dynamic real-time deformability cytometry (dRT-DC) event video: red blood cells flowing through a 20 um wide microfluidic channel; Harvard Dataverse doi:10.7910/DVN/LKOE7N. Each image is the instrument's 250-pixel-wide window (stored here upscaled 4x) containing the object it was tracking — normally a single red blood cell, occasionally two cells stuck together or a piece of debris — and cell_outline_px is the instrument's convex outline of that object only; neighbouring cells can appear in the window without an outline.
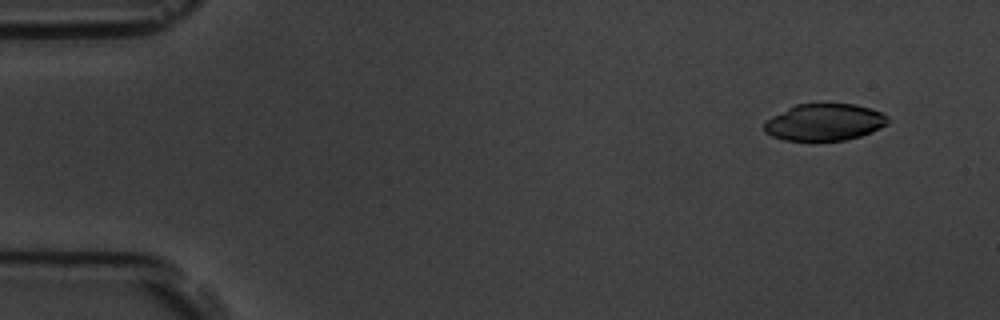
{"species": "common noctule bat (a hibernating species)", "species_latin": "Nyctalus noctula", "temperature_condition": "room temperature", "stored_images_in_passage": 5, "camera_frame_rate_fps": 3000, "um_per_image_px": 0.085, "animal": {"sex": "male", "body_mass_g": 19.5, "forearm_length_mm": 54.6}, "frame": {"image": 1, "passage_image": 1, "time_ms": 0.0, "image_size_px": [1000, 320], "cell_outline_px": [[888, 124], [880, 128], [860, 136], [844, 140], [784, 140], [772, 136], [764, 132], [764, 120], [796, 104], [852, 104], [872, 108], [888, 116]], "centroid_in_image_um": [70.06, 10.38], "position_along_channel_um": 14.9, "area_um2": 26.47}}
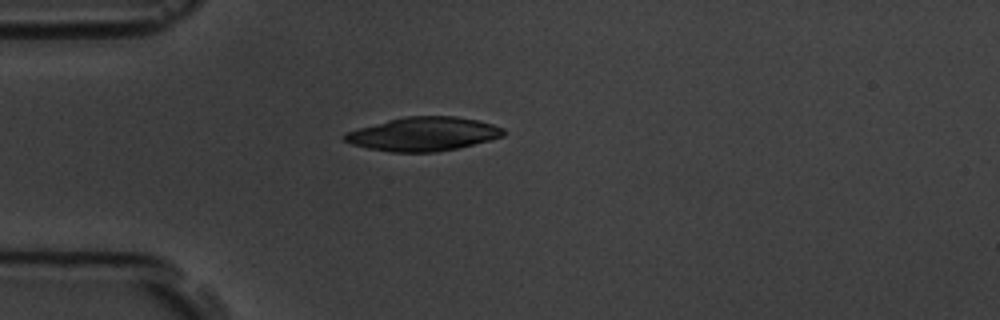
{"frame": {"image": 2, "passage_image": 4, "time_ms": 3.667, "image_size_px": [1000, 320], "cell_outline_px": [[508, 132], [504, 136], [456, 148], [436, 152], [392, 152], [368, 148], [352, 144], [344, 140], [344, 132], [388, 120], [408, 116], [456, 116], [476, 120], [492, 124], [504, 128]], "centroid_in_image_um": [36.0, 11.39], "position_along_channel_um": 49.0, "area_um2": 31.04}}